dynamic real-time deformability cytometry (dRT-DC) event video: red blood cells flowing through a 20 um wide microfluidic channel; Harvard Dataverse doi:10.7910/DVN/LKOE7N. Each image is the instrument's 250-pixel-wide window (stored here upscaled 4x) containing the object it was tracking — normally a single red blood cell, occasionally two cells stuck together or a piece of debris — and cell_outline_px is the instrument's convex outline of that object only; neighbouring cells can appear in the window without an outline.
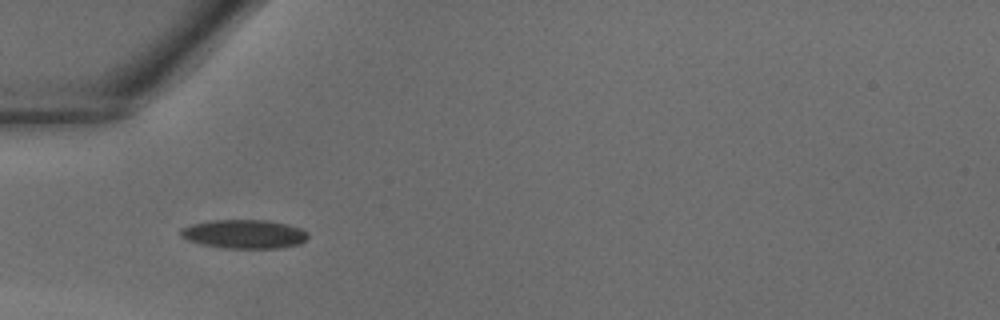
{"species": "common noctule bat (a hibernating species)", "species_latin": "Nyctalus noctula", "temperature_condition": "warm", "stored_images_in_passage": 29, "camera_frame_rate_fps": 3000, "um_per_image_px": 0.085, "animal": {"sex": "male", "body_mass_g": 18.8}, "frame": {"image": 1, "passage_image": 2, "time_ms": 0.333, "image_size_px": [1000, 320], "cell_outline_px": [[308, 236], [300, 244], [280, 248], [224, 248], [200, 244], [188, 240], [180, 236], [180, 228], [192, 224], [212, 220], [268, 220], [288, 224], [300, 228], [308, 232]], "centroid_in_image_um": [20.75, 19.89], "position_along_channel_um": 64.2, "area_um2": 21.5}}
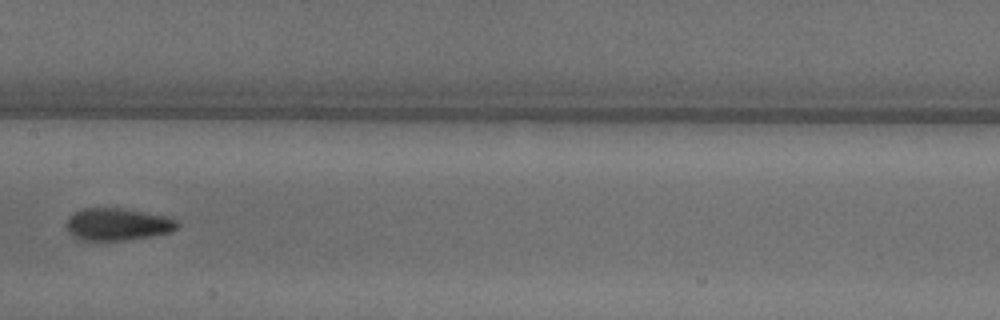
{"frame": {"image": 2, "passage_image": 10, "time_ms": 3.0, "image_size_px": [1000, 320], "cell_outline_px": [[180, 224], [176, 228], [168, 232], [148, 236], [124, 240], [76, 240], [68, 232], [68, 216], [72, 212], [80, 208], [120, 208], [164, 216], [176, 220]], "centroid_in_image_um": [9.91, 19.06], "position_along_channel_um": 197.5, "area_um2": 20.63}}
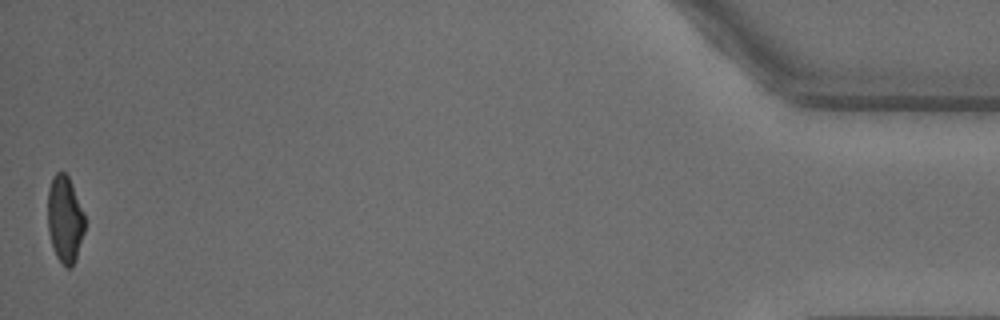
{"frame": {"image": 3, "passage_image": 29, "time_ms": 9.333, "image_size_px": [1000, 320], "cell_outline_px": [[84, 232], [76, 260], [72, 268], [64, 268], [56, 256], [48, 232], [48, 188], [52, 176], [56, 172], [64, 172], [68, 176], [72, 184], [84, 216]], "centroid_in_image_um": [5.5, 18.67], "position_along_channel_um": 429.7, "area_um2": 18.79}}